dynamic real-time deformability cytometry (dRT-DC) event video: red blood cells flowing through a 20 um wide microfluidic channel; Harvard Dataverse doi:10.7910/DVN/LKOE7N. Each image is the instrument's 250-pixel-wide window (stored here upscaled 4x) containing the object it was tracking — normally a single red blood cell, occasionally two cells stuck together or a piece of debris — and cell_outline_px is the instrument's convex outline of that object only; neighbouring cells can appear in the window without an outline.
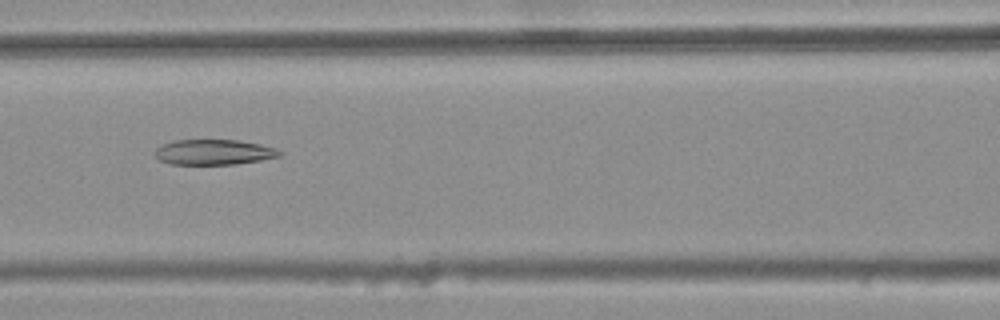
{"species": "common noctule bat (a hibernating species)", "species_latin": "Nyctalus noctula", "temperature_condition": "warm", "stored_images_in_passage": 44, "camera_frame_rate_fps": 3000, "um_per_image_px": 0.085, "animal": {"sex": "female", "body_mass_g": 25.1}, "frame": {"image": 1, "passage_image": 19, "time_ms": 6.0, "image_size_px": [1000, 320], "cell_outline_px": [[284, 152], [280, 156], [260, 160], [236, 164], [172, 164], [160, 160], [152, 152], [160, 144], [172, 140], [240, 140], [260, 144], [276, 148]], "centroid_in_image_um": [18.16, 12.92], "position_along_channel_um": 148.4, "area_um2": 18.55}}
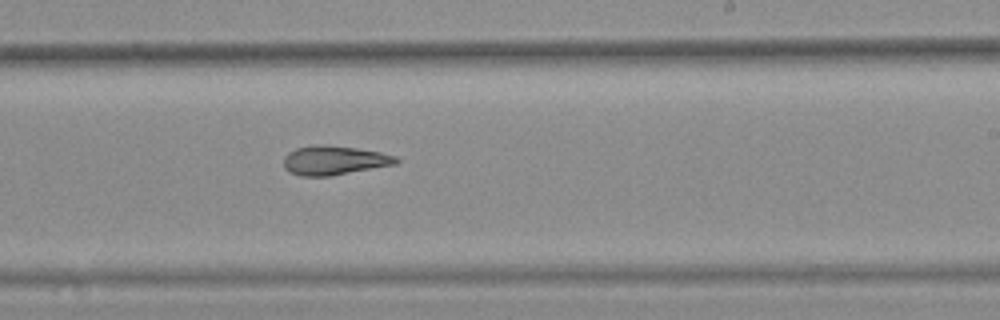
{"frame": {"image": 2, "passage_image": 28, "time_ms": 9.0, "image_size_px": [1000, 320], "cell_outline_px": [[400, 160], [396, 164], [332, 176], [300, 176], [288, 172], [284, 168], [284, 156], [288, 152], [296, 148], [320, 144], [324, 144], [356, 148], [380, 152], [396, 156]], "centroid_in_image_um": [28.39, 13.63], "position_along_channel_um": 260.6, "area_um2": 19.25}}
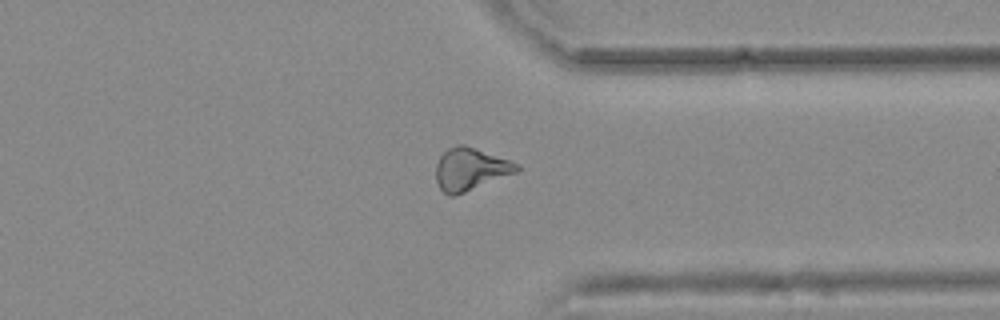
{"frame": {"image": 3, "passage_image": 37, "time_ms": 12.0, "image_size_px": [1000, 320], "cell_outline_px": [[520, 168], [516, 172], [464, 192], [452, 196], [448, 196], [440, 188], [436, 180], [436, 164], [440, 156], [448, 148], [456, 144], [464, 144], [476, 148], [520, 164]], "centroid_in_image_um": [39.96, 14.36], "position_along_channel_um": 371.4, "area_um2": 19.77}, "authors_computed_cell_mechanics": {"area_um2": 19.5942, "velocity_mm_per_s": 3.7478, "shape_relaxation_time_tau1_ms": null, "shape_relaxation_time_tau2_ms": 6.6923, "deformation_change_tau1": null, "deformation_change_tau2": 0.1771}}